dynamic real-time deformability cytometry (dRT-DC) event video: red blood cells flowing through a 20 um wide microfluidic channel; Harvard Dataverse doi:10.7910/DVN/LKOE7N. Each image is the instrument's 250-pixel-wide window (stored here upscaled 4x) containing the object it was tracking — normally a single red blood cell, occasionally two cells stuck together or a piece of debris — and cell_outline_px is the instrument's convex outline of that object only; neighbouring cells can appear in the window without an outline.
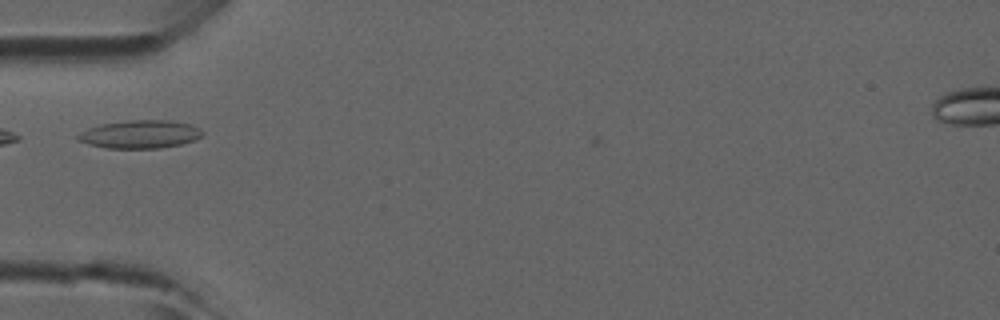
{"species": "common noctule bat (a hibernating species)", "species_latin": "Nyctalus noctula", "temperature_condition": "room temperature", "stored_images_in_passage": 31, "camera_frame_rate_fps": 3000, "um_per_image_px": 0.085, "animal": {"sex": "male", "forearm_length_mm": 52.5}, "frame": {"image": 1, "passage_image": 3, "time_ms": 0.667, "image_size_px": [1000, 320], "cell_outline_px": [[204, 132], [200, 136], [192, 140], [180, 144], [160, 148], [108, 148], [88, 144], [76, 140], [76, 136], [80, 132], [88, 128], [100, 124], [128, 120], [172, 120], [192, 124], [200, 128]], "centroid_in_image_um": [11.88, 11.4], "position_along_channel_um": 73.1, "area_um2": 20.46}}
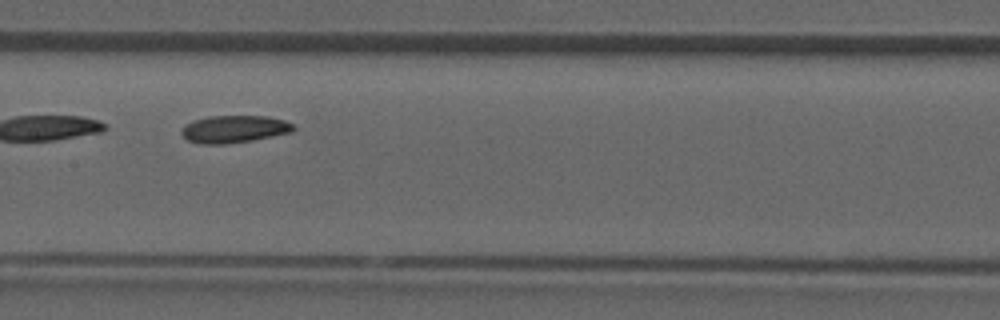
{"frame": {"image": 2, "passage_image": 11, "time_ms": 3.333, "image_size_px": [1000, 320], "cell_outline_px": [[296, 128], [292, 132], [252, 140], [224, 144], [200, 144], [188, 140], [180, 132], [192, 120], [208, 116], [268, 116], [284, 120], [292, 124]], "centroid_in_image_um": [19.92, 10.97], "position_along_channel_um": 187.5, "area_um2": 17.74}}